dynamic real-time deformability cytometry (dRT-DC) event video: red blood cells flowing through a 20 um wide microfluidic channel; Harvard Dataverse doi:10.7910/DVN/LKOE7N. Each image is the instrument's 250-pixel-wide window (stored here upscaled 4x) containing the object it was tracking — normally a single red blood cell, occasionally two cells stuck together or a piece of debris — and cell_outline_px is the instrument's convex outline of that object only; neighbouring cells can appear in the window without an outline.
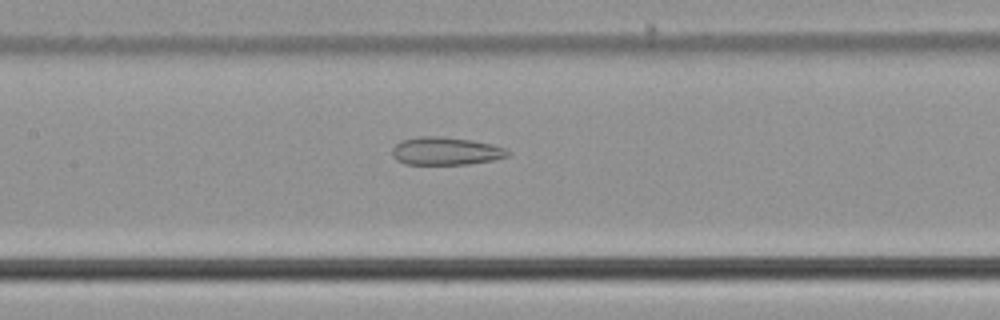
{"species": "common noctule bat (a hibernating species)", "species_latin": "Nyctalus noctula", "temperature_condition": "cold", "stored_images_in_passage": 30, "camera_frame_rate_fps": 3000, "um_per_image_px": 0.085, "animal": {"sex": "male", "body_mass_g": 21.5, "forearm_length_mm": 52.0}, "frame": {"image": 1, "passage_image": 12, "time_ms": 3.667, "image_size_px": [1000, 320], "cell_outline_px": [[512, 152], [508, 156], [492, 160], [468, 164], [404, 164], [396, 160], [392, 156], [392, 148], [400, 140], [420, 136], [440, 136], [472, 140], [492, 144], [504, 148]], "centroid_in_image_um": [37.87, 12.84], "position_along_channel_um": 169.5, "area_um2": 18.9}}
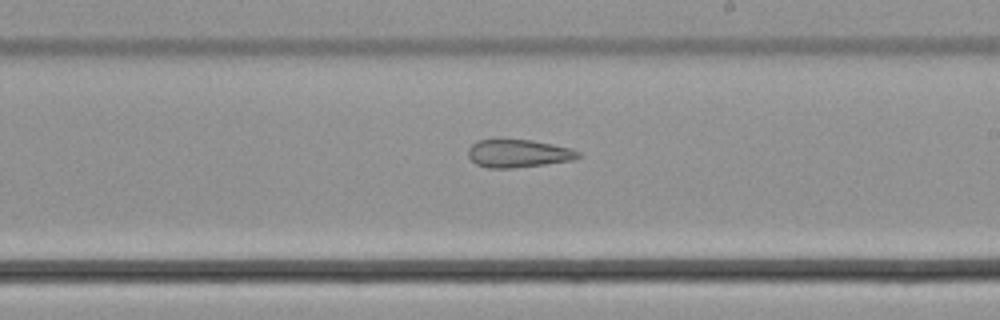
{"frame": {"image": 2, "passage_image": 18, "time_ms": 5.667, "image_size_px": [1000, 320], "cell_outline_px": [[580, 156], [572, 160], [544, 164], [512, 168], [488, 168], [476, 164], [468, 156], [468, 148], [476, 140], [496, 136], [532, 140], [572, 148], [580, 152]], "centroid_in_image_um": [43.98, 12.99], "position_along_channel_um": 245.0, "area_um2": 18.61}}
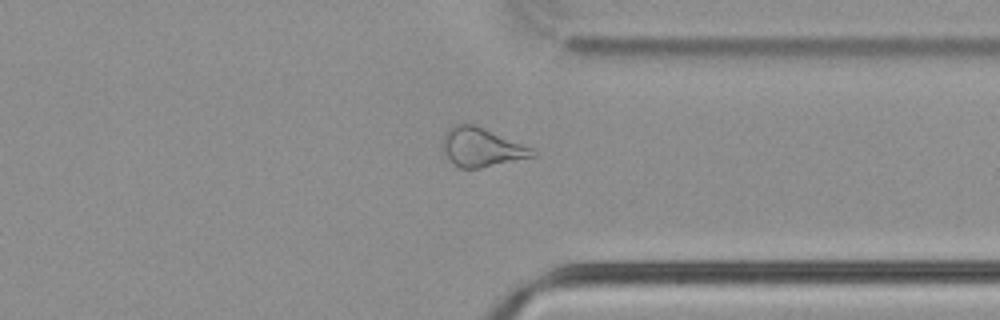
{"frame": {"image": 3, "passage_image": 28, "time_ms": 9.0, "image_size_px": [1000, 320], "cell_outline_px": [[536, 156], [480, 168], [460, 168], [444, 152], [444, 132], [452, 124], [460, 120], [464, 120], [532, 148], [536, 152]], "centroid_in_image_um": [40.91, 12.47], "position_along_channel_um": 370.5, "area_um2": 20.23}}